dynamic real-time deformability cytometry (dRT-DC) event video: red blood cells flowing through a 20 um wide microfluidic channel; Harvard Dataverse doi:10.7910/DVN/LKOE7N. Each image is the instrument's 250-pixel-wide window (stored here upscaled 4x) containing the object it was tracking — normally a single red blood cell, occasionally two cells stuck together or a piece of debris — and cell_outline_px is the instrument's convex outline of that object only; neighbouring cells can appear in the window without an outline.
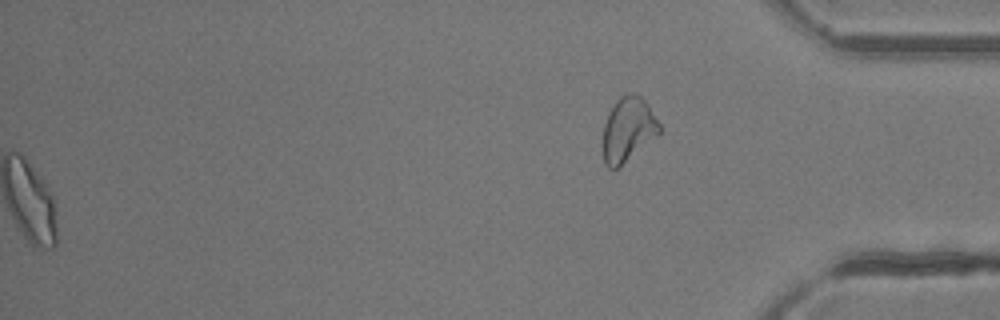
{"species": "common noctule bat (a hibernating species)", "species_latin": "Nyctalus noctula", "temperature_condition": "room temperature", "stored_images_in_passage": 37, "segment_of_instrument_passage": [2, 2], "camera_frame_rate_fps": 3000, "um_per_image_px": 0.085, "animal": {"sex": "female"}, "frame": {"image": 1, "passage_image": 37, "time_ms": 12.0, "image_size_px": [1000, 320], "cell_outline_px": [[660, 132], [620, 168], [608, 168], [604, 164], [600, 144], [604, 124], [616, 100], [620, 96], [628, 92], [636, 92], [648, 104], [660, 124]], "centroid_in_image_um": [53.34, 11.03], "position_along_channel_um": 381.9, "area_um2": 21.62}}